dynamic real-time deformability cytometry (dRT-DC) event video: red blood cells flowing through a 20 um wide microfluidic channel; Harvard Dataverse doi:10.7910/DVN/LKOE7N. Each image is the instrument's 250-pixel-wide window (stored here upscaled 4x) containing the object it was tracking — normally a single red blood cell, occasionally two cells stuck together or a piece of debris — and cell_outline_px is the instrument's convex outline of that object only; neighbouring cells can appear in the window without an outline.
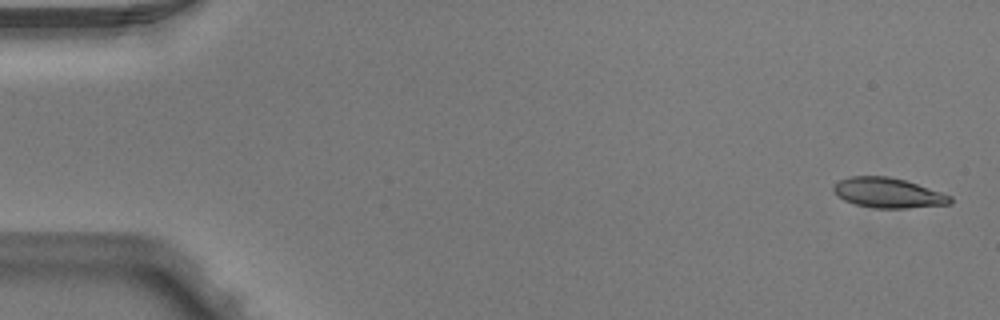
{"species": "Egyptian fruit bat (a non-hibernating species)", "species_latin": "Rousettus aegyptiacus", "temperature_condition": "warm", "stored_images_in_passage": 4, "camera_frame_rate_fps": 3000, "um_per_image_px": 0.085, "animal": {"sex": "male"}, "frame": {"image": 1, "passage_image": 1, "time_ms": 0.0, "image_size_px": [1000, 320], "cell_outline_px": [[952, 204], [908, 208], [872, 208], [856, 204], [844, 200], [832, 188], [840, 180], [848, 176], [888, 176], [904, 180], [952, 196]], "centroid_in_image_um": [75.51, 16.4], "position_along_channel_um": 9.5, "area_um2": 20.17}}
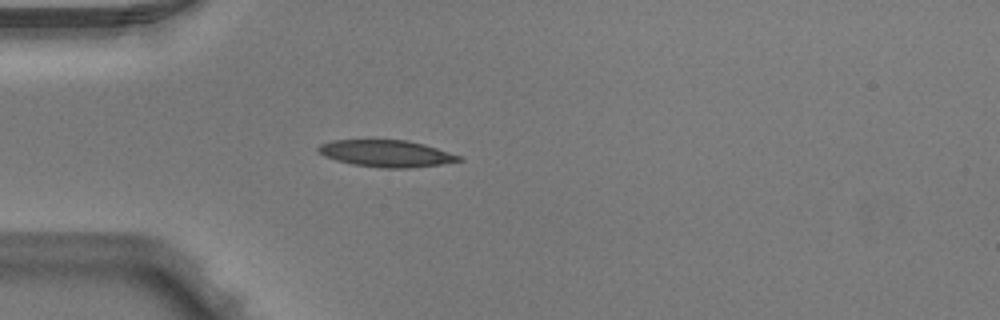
{"frame": {"image": 2, "passage_image": 4, "time_ms": 1.0, "image_size_px": [1000, 320], "cell_outline_px": [[464, 160], [440, 164], [408, 168], [380, 168], [352, 164], [336, 160], [324, 156], [316, 148], [320, 144], [332, 140], [408, 140], [424, 144], [460, 156]], "centroid_in_image_um": [32.81, 13.05], "position_along_channel_um": 52.2, "area_um2": 21.85}}